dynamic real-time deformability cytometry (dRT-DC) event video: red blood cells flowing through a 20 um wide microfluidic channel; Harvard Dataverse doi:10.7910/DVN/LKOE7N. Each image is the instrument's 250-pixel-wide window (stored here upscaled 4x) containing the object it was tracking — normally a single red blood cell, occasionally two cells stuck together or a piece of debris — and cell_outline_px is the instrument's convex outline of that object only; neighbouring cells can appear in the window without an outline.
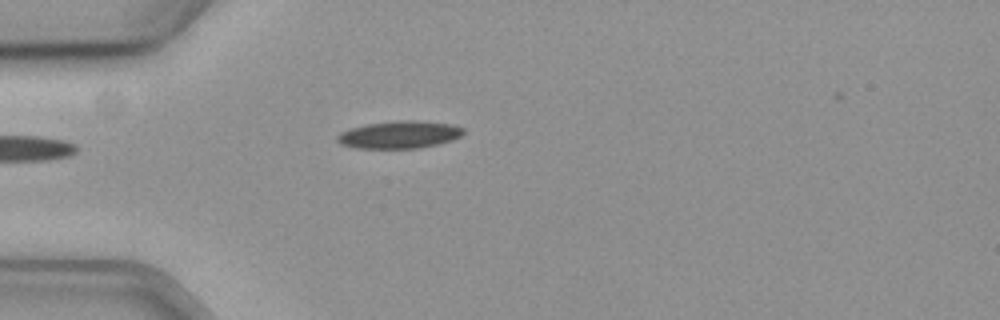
{"species": "common noctule bat (a hibernating species)", "species_latin": "Nyctalus noctula", "temperature_condition": "cold", "stored_images_in_passage": 26, "camera_frame_rate_fps": 3000, "um_per_image_px": 0.085, "animal": {"sex": "female", "body_mass_g": 19.3, "forearm_length_mm": 54.1}, "frame": {"image": 1, "passage_image": 1, "time_ms": 0.0, "image_size_px": [1000, 320], "cell_outline_px": [[464, 132], [460, 136], [452, 140], [420, 148], [356, 148], [340, 144], [336, 140], [336, 136], [340, 132], [352, 128], [368, 124], [396, 120], [416, 120], [448, 124], [464, 128]], "centroid_in_image_um": [33.92, 11.45], "position_along_channel_um": 51.1, "area_um2": 20.06}}
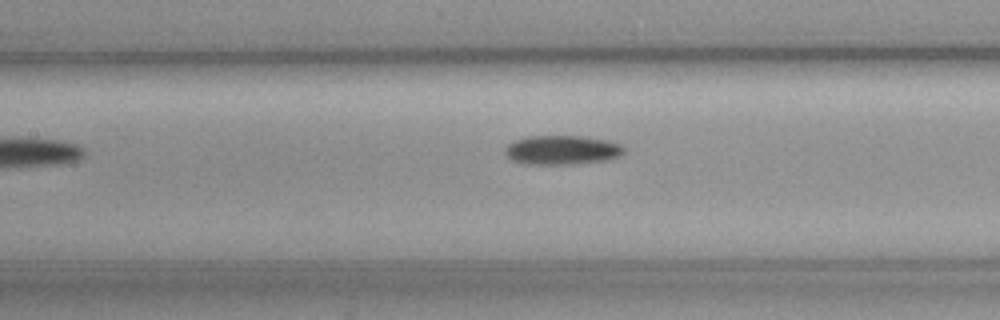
{"frame": {"image": 2, "passage_image": 11, "time_ms": 3.333, "image_size_px": [1000, 320], "cell_outline_px": [[624, 152], [620, 156], [608, 160], [576, 164], [524, 164], [512, 160], [504, 152], [504, 148], [508, 144], [516, 140], [528, 136], [584, 136], [608, 140], [620, 144], [624, 148]], "centroid_in_image_um": [47.79, 12.75], "position_along_channel_um": 159.6, "area_um2": 20.4}}
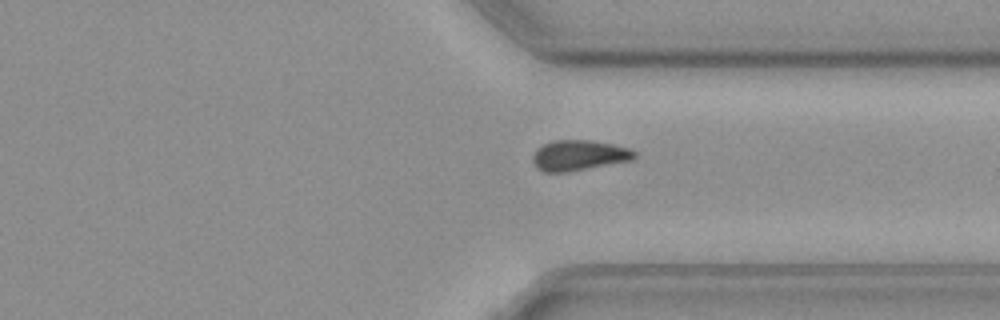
{"frame": {"image": 3, "passage_image": 24, "time_ms": 7.667, "image_size_px": [1000, 320], "cell_outline_px": [[636, 156], [632, 160], [568, 172], [544, 172], [536, 168], [532, 160], [532, 156], [536, 148], [552, 140], [592, 140], [612, 144], [628, 148], [636, 152]], "centroid_in_image_um": [49.17, 13.2], "position_along_channel_um": 362.2, "area_um2": 18.15}}